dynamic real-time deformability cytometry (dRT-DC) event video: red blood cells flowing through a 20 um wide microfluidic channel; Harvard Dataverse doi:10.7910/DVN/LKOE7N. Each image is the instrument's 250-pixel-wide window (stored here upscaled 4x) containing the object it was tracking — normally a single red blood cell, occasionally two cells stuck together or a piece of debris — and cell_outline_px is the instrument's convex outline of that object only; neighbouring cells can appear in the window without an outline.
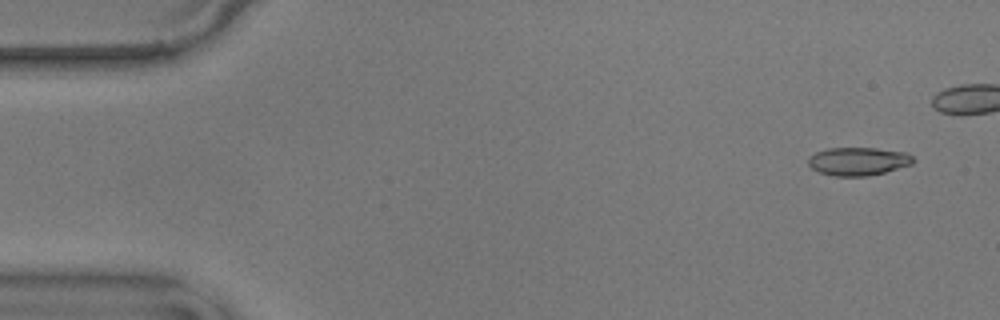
{"species": "common noctule bat (a hibernating species)", "species_latin": "Nyctalus noctula", "temperature_condition": "warm", "stored_images_in_passage": 11, "camera_frame_rate_fps": 3000, "um_per_image_px": 0.085, "animal": {"sex": "male", "body_mass_g": 17.9}, "frame": {"image": 1, "passage_image": 4, "time_ms": 1.0, "image_size_px": [1000, 320], "cell_outline_px": [[912, 164], [884, 172], [868, 176], [836, 176], [820, 172], [812, 168], [808, 164], [808, 156], [816, 152], [828, 148], [876, 148], [908, 152], [912, 156]], "centroid_in_image_um": [72.93, 13.7], "position_along_channel_um": 12.1, "area_um2": 17.17}}